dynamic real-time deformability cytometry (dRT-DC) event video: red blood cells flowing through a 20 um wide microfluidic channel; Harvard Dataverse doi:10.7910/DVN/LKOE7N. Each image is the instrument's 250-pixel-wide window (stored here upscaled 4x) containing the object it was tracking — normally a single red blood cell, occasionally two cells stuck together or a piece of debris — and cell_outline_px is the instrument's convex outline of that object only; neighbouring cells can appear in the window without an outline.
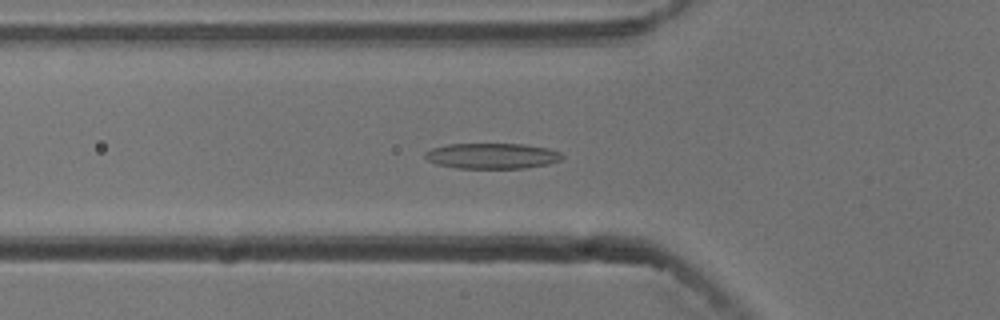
{"species": "common noctule bat (a hibernating species)", "species_latin": "Nyctalus noctula", "temperature_condition": "cold", "stored_images_in_passage": 54, "camera_frame_rate_fps": 3000, "um_per_image_px": 0.085, "animal": {"sex": "male", "body_mass_g": 13.3}, "frame": {"image": 1, "passage_image": 18, "time_ms": 5.667, "image_size_px": [1000, 320], "cell_outline_px": [[564, 156], [560, 160], [548, 164], [524, 168], [456, 168], [436, 164], [428, 160], [424, 156], [424, 152], [432, 148], [448, 144], [524, 144], [548, 148], [560, 152]], "centroid_in_image_um": [41.82, 13.25], "position_along_channel_um": 84.0, "area_um2": 20.46}}
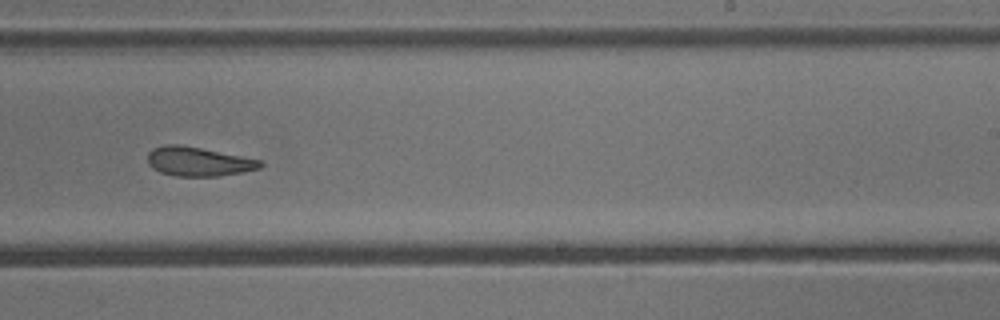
{"frame": {"image": 2, "passage_image": 33, "time_ms": 10.667, "image_size_px": [1000, 320], "cell_outline_px": [[264, 164], [260, 168], [220, 176], [176, 176], [160, 172], [152, 168], [148, 164], [148, 152], [152, 148], [164, 144], [180, 144], [260, 160]], "centroid_in_image_um": [16.81, 13.73], "position_along_channel_um": 272.2, "area_um2": 19.02}}
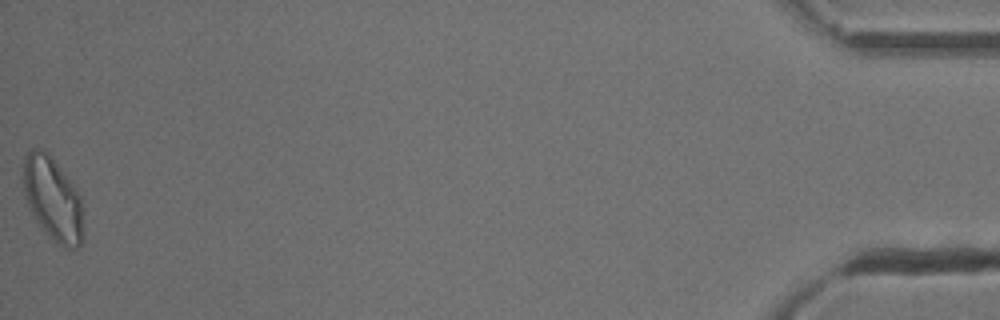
{"frame": {"image": 3, "passage_image": 54, "time_ms": 17.667, "image_size_px": [1000, 320], "cell_outline_px": [[84, 240], [76, 248], [64, 248], [36, 220], [28, 208], [24, 196], [24, 156], [32, 148], [44, 148], [48, 152], [76, 188], [80, 196], [84, 236]], "centroid_in_image_um": [4.49, 16.87], "position_along_channel_um": 430.7, "area_um2": 29.02}, "authors_computed_cell_mechanics": {"area_um2": 21.0681, "velocity_mm_per_s": 3.7643, "shape_relaxation_time_tau1_ms": 7.8006, "shape_relaxation_time_tau2_ms": 3.7622, "deformation_change_tau1": 0.201, "deformation_change_tau2": 0.1251}}